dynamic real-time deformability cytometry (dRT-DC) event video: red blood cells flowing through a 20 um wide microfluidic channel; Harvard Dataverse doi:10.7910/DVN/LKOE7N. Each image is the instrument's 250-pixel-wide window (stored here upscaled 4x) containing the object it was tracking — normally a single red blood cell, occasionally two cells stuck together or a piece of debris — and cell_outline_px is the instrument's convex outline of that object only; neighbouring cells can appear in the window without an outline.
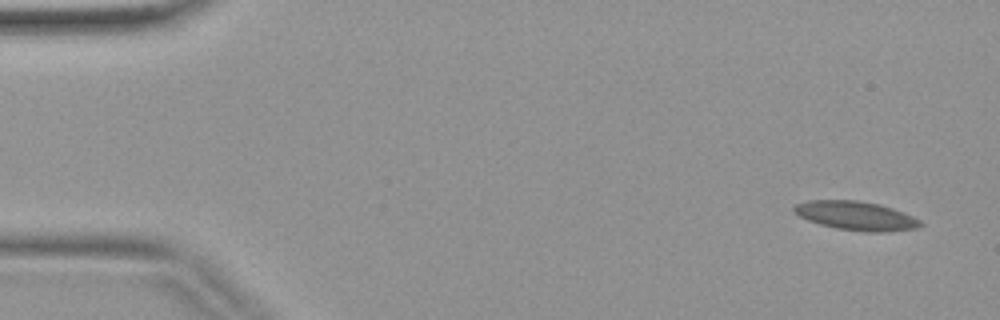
{"species": "common noctule bat (a hibernating species)", "species_latin": "Nyctalus noctula", "temperature_condition": "warm", "stored_images_in_passage": 5, "segment_of_instrument_passage": [2, 2], "camera_frame_rate_fps": 3000, "um_per_image_px": 0.085, "animal": {"sex": "female", "body_mass_g": 19.9}, "frame": {"image": 1, "passage_image": 5, "time_ms": 1.333, "image_size_px": [1000, 320], "cell_outline_px": [[924, 224], [916, 228], [884, 232], [868, 232], [836, 228], [820, 224], [808, 220], [792, 212], [792, 208], [796, 204], [808, 200], [856, 200], [880, 204], [892, 208], [912, 216], [920, 220]], "centroid_in_image_um": [72.74, 18.33], "position_along_channel_um": 12.3, "area_um2": 21.21}}